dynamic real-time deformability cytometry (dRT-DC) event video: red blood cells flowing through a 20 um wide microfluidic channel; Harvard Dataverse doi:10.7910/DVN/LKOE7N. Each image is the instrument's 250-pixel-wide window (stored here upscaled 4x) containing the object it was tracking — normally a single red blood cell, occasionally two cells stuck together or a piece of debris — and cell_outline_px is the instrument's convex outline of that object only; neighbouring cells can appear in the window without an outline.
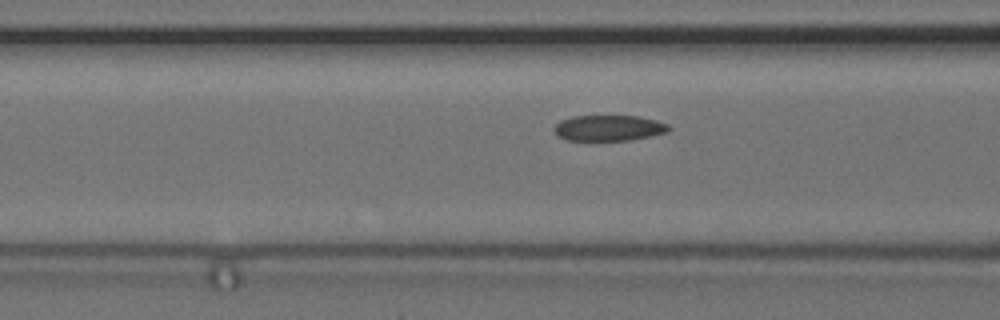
{"species": "common noctule bat (a hibernating species)", "species_latin": "Nyctalus noctula", "temperature_condition": "cold", "stored_images_in_passage": 6, "camera_frame_rate_fps": 3000, "um_per_image_px": 0.085, "animal": {"sex": "female", "body_mass_g": 24.6, "forearm_length_mm": 56.2}, "frame": {"image": 1, "passage_image": 4, "time_ms": 1.0, "image_size_px": [1000, 320], "cell_outline_px": [[672, 128], [668, 132], [628, 140], [568, 140], [556, 136], [552, 128], [560, 120], [572, 116], [640, 116], [656, 120], [668, 124]], "centroid_in_image_um": [51.72, 10.87], "position_along_channel_um": 114.9, "area_um2": 17.28}}